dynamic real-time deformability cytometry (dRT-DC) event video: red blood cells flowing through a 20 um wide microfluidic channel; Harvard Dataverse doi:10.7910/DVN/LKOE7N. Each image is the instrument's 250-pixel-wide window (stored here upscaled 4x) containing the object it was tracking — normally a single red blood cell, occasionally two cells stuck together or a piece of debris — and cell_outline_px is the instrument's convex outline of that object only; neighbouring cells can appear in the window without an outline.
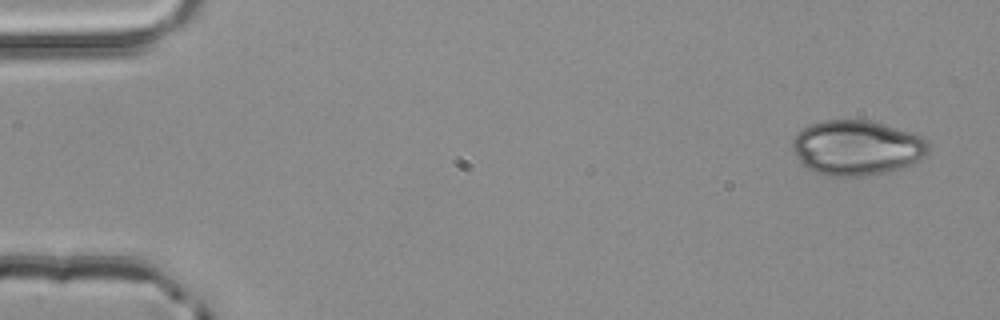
{"species": "common noctule bat (a hibernating species)", "species_latin": "Nyctalus noctula", "temperature_condition": "room temperature", "stored_images_in_passage": 4, "camera_frame_rate_fps": 3000, "um_per_image_px": 0.085, "animal": {"sex": "male", "body_mass_g": 20.4}, "frame": {"image": 1, "passage_image": 1, "time_ms": 0.0, "image_size_px": [1000, 320], "cell_outline_px": [[928, 152], [924, 156], [900, 168], [884, 172], [864, 176], [832, 176], [816, 172], [808, 168], [796, 156], [792, 148], [792, 140], [796, 132], [800, 128], [824, 120], [872, 120], [920, 136], [928, 140]], "centroid_in_image_um": [72.78, 12.54], "position_along_channel_um": 12.2, "area_um2": 43.23}}